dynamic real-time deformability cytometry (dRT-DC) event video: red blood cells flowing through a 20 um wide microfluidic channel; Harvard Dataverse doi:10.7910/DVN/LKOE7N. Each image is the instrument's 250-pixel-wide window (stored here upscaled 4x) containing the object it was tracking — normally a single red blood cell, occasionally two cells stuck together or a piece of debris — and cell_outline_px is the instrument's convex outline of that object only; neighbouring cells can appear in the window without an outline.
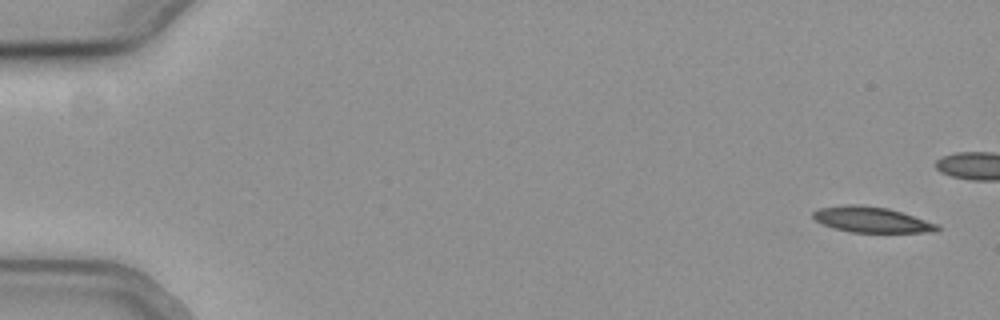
{"species": "common noctule bat (a hibernating species)", "species_latin": "Nyctalus noctula", "temperature_condition": "cold", "stored_images_in_passage": 44, "camera_frame_rate_fps": 3000, "um_per_image_px": 0.085, "animal": {"sex": "female", "body_mass_g": 19.3, "forearm_length_mm": 54.1}, "frame": {"image": 1, "passage_image": 1, "time_ms": 0.0, "image_size_px": [1000, 320], "cell_outline_px": [[940, 228], [932, 232], [852, 232], [832, 228], [816, 220], [812, 216], [812, 212], [820, 208], [848, 204], [860, 204], [888, 208], [936, 224]], "centroid_in_image_um": [74.02, 18.66], "position_along_channel_um": 11.0, "area_um2": 18.21}}
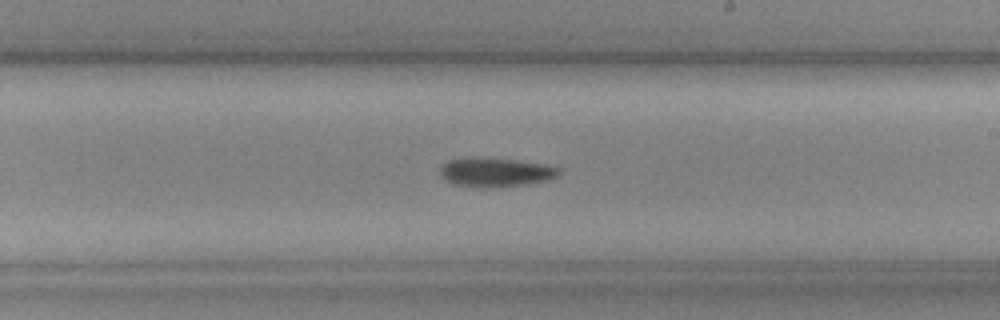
{"frame": {"image": 2, "passage_image": 32, "time_ms": 10.333, "image_size_px": [1000, 320], "cell_outline_px": [[560, 176], [548, 180], [528, 184], [496, 188], [480, 188], [452, 184], [440, 172], [440, 168], [448, 160], [516, 160], [544, 164], [560, 168]], "centroid_in_image_um": [42.22, 14.7], "position_along_channel_um": 246.8, "area_um2": 19.48}}
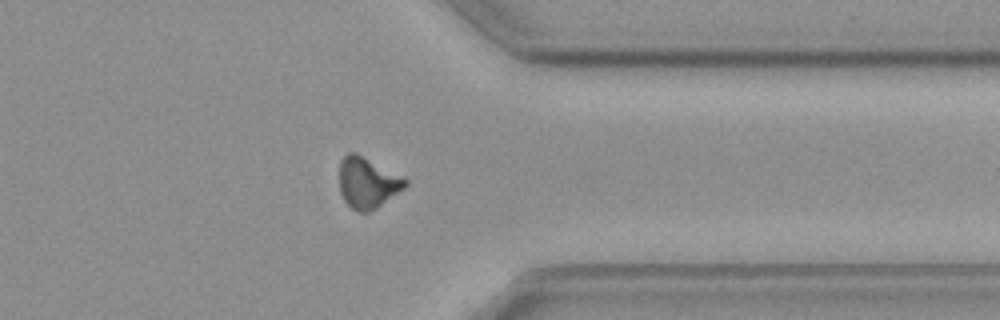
{"frame": {"image": 3, "passage_image": 43, "time_ms": 14.0, "image_size_px": [1000, 320], "cell_outline_px": [[408, 184], [404, 188], [376, 208], [368, 212], [360, 212], [352, 208], [344, 200], [340, 192], [340, 160], [348, 152], [356, 152], [408, 180]], "centroid_in_image_um": [31.22, 15.52], "position_along_channel_um": 380.2, "area_um2": 19.25}}